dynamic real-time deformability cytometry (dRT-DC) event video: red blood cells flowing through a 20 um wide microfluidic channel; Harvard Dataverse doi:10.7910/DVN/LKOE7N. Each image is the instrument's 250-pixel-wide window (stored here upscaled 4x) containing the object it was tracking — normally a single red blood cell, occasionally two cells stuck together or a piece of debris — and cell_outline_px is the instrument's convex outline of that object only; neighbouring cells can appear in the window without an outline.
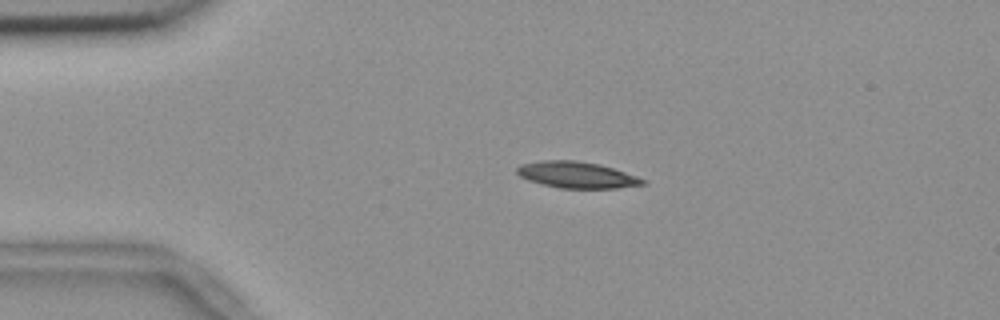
{"species": "common noctule bat (a hibernating species)", "species_latin": "Nyctalus noctula", "temperature_condition": "room temperature", "stored_images_in_passage": 44, "camera_frame_rate_fps": 3000, "um_per_image_px": 0.085, "animal": {"sex": "female", "body_mass_g": 18.4}, "frame": {"image": 1, "passage_image": 1, "time_ms": 0.0, "image_size_px": [1000, 320], "cell_outline_px": [[648, 184], [616, 188], [560, 188], [540, 184], [528, 180], [520, 176], [516, 172], [516, 168], [520, 164], [540, 160], [572, 160], [600, 164], [648, 180]], "centroid_in_image_um": [49.02, 14.86], "position_along_channel_um": 36.0, "area_um2": 19.42}}
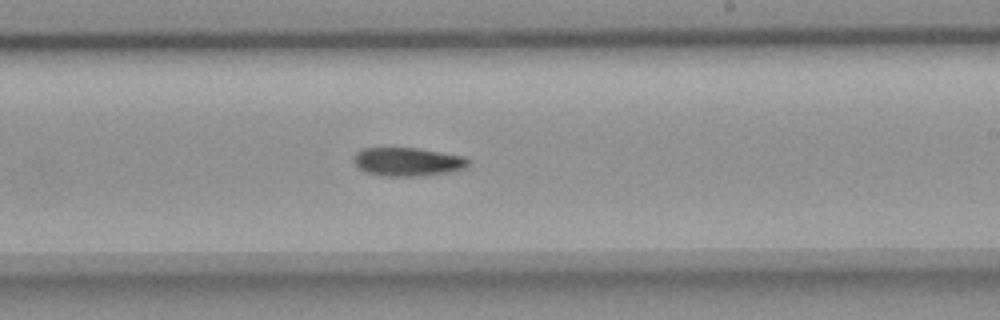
{"frame": {"image": 2, "passage_image": 22, "time_ms": 7.0, "image_size_px": [1000, 320], "cell_outline_px": [[472, 160], [468, 168], [456, 172], [432, 176], [380, 176], [368, 172], [360, 168], [352, 160], [352, 156], [360, 148], [416, 148], [464, 156]], "centroid_in_image_um": [34.74, 13.77], "position_along_channel_um": 254.3, "area_um2": 19.65}}
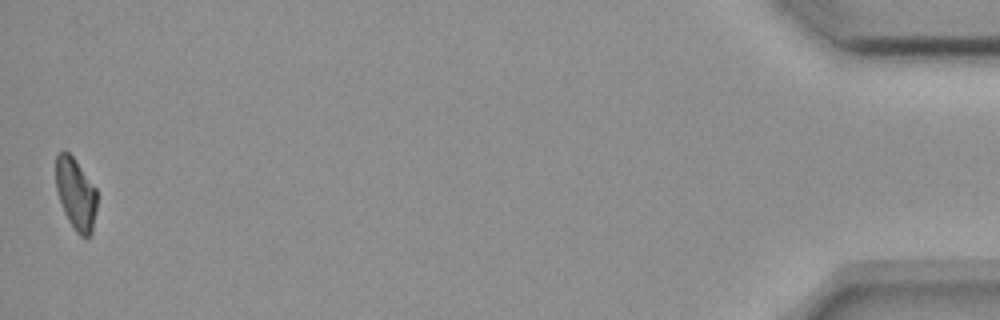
{"frame": {"image": 3, "passage_image": 44, "time_ms": 14.333, "image_size_px": [1000, 320], "cell_outline_px": [[96, 208], [92, 232], [88, 236], [80, 236], [76, 232], [68, 220], [64, 212], [56, 188], [56, 156], [60, 152], [68, 152], [72, 156], [96, 188]], "centroid_in_image_um": [6.44, 16.49], "position_along_channel_um": 428.8, "area_um2": 16.88}}